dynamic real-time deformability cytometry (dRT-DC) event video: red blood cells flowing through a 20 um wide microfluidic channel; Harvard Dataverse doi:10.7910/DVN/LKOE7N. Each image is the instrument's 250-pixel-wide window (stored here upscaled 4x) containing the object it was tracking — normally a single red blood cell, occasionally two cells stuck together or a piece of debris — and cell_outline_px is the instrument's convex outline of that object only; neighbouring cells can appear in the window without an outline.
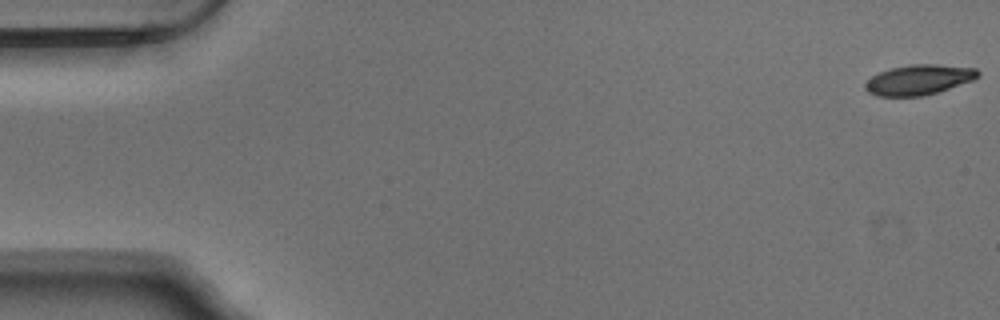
{"species": "Egyptian fruit bat (a non-hibernating species)", "species_latin": "Rousettus aegyptiacus", "temperature_condition": "warm", "stored_images_in_passage": 12, "camera_frame_rate_fps": 3000, "um_per_image_px": 0.085, "animal": {"sex": "male"}, "frame": {"image": 1, "passage_image": 1, "time_ms": 0.0, "image_size_px": [1000, 320], "cell_outline_px": [[980, 76], [972, 80], [936, 92], [920, 96], [876, 96], [868, 92], [864, 88], [864, 84], [872, 76], [880, 72], [892, 68], [908, 64], [936, 64], [976, 68], [980, 72]], "centroid_in_image_um": [78.08, 6.77], "position_along_channel_um": 6.9, "area_um2": 19.65}}